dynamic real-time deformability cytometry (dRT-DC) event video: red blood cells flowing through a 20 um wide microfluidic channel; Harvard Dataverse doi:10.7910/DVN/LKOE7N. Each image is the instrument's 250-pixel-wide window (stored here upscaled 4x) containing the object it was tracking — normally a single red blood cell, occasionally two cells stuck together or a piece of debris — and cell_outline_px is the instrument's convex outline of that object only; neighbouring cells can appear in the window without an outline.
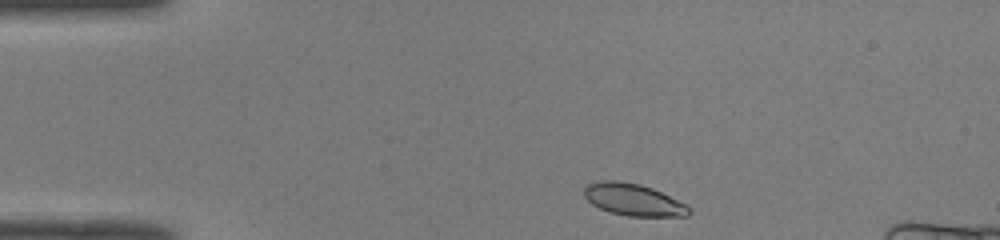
{"species": "common noctule bat (a hibernating species)", "species_latin": "Nyctalus noctula", "temperature_condition": "room temperature", "stored_images_in_passage": 21, "camera_frame_rate_fps": 3000, "um_per_image_px": 0.085, "animal": {"sex": "male", "body_mass_g": 19.0, "forearm_length_mm": 50.8}, "frame": {"image": 1, "passage_image": 1, "time_ms": 0.0, "image_size_px": [1000, 240], "cell_outline_px": [[692, 212], [688, 216], [628, 216], [608, 212], [592, 204], [584, 196], [584, 188], [588, 184], [600, 180], [616, 180], [640, 184], [652, 188], [692, 208]], "centroid_in_image_um": [53.82, 16.98], "position_along_channel_um": 31.2, "area_um2": 19.48}}
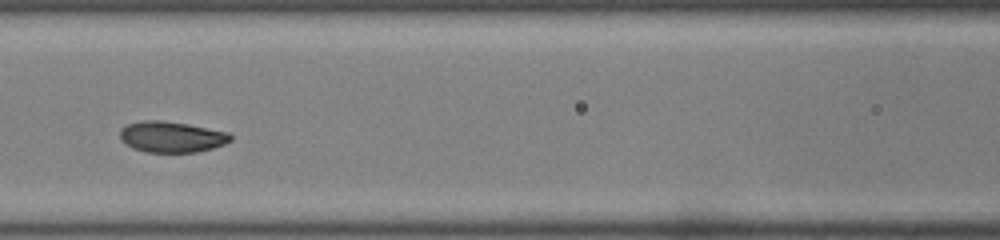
{"frame": {"image": 2, "passage_image": 14, "time_ms": 4.333, "image_size_px": [1000, 240], "cell_outline_px": [[232, 140], [224, 144], [212, 148], [196, 152], [144, 152], [132, 148], [124, 144], [120, 140], [120, 128], [128, 124], [144, 120], [160, 120], [184, 124], [228, 132], [232, 136]], "centroid_in_image_um": [14.53, 11.64], "position_along_channel_um": 152.1, "area_um2": 19.88}}
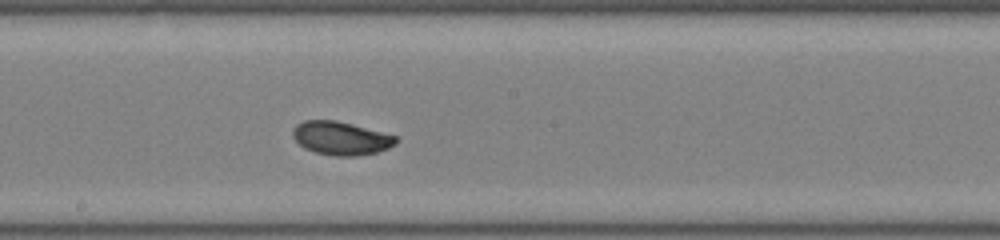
{"frame": {"image": 3, "passage_image": 19, "time_ms": 6.0, "image_size_px": [1000, 240], "cell_outline_px": [[400, 140], [396, 144], [388, 148], [376, 152], [356, 156], [332, 156], [316, 152], [304, 148], [292, 136], [292, 128], [296, 124], [304, 120], [336, 120], [352, 124], [396, 136]], "centroid_in_image_um": [28.97, 11.74], "position_along_channel_um": 219.2, "area_um2": 20.11}}